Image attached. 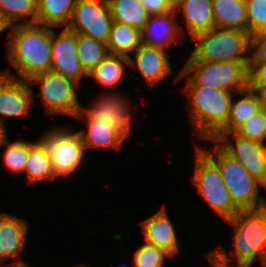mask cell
Here are the masks:
<instances>
[{
	"label": "cell",
	"instance_id": "cell-1",
	"mask_svg": "<svg viewBox=\"0 0 266 267\" xmlns=\"http://www.w3.org/2000/svg\"><path fill=\"white\" fill-rule=\"evenodd\" d=\"M52 26L17 24L10 26L7 60L18 75L9 69L0 73L23 80L51 70Z\"/></svg>",
	"mask_w": 266,
	"mask_h": 267
},
{
	"label": "cell",
	"instance_id": "cell-2",
	"mask_svg": "<svg viewBox=\"0 0 266 267\" xmlns=\"http://www.w3.org/2000/svg\"><path fill=\"white\" fill-rule=\"evenodd\" d=\"M226 221L234 227V251L230 256L236 261L232 264L222 245L211 253L228 267H252L257 259L266 266V208L240 210Z\"/></svg>",
	"mask_w": 266,
	"mask_h": 267
},
{
	"label": "cell",
	"instance_id": "cell-3",
	"mask_svg": "<svg viewBox=\"0 0 266 267\" xmlns=\"http://www.w3.org/2000/svg\"><path fill=\"white\" fill-rule=\"evenodd\" d=\"M182 92L188 97V119L199 139H212L228 121L231 102L238 92L184 86Z\"/></svg>",
	"mask_w": 266,
	"mask_h": 267
},
{
	"label": "cell",
	"instance_id": "cell-4",
	"mask_svg": "<svg viewBox=\"0 0 266 267\" xmlns=\"http://www.w3.org/2000/svg\"><path fill=\"white\" fill-rule=\"evenodd\" d=\"M249 62L186 61L175 81L187 77L185 86L240 92L248 88Z\"/></svg>",
	"mask_w": 266,
	"mask_h": 267
},
{
	"label": "cell",
	"instance_id": "cell-5",
	"mask_svg": "<svg viewBox=\"0 0 266 267\" xmlns=\"http://www.w3.org/2000/svg\"><path fill=\"white\" fill-rule=\"evenodd\" d=\"M214 148L207 151L200 148L219 168L233 203L240 210H254L265 207L266 199L260 198V186L263 185L255 179L245 167L230 154H228L216 141Z\"/></svg>",
	"mask_w": 266,
	"mask_h": 267
},
{
	"label": "cell",
	"instance_id": "cell-6",
	"mask_svg": "<svg viewBox=\"0 0 266 267\" xmlns=\"http://www.w3.org/2000/svg\"><path fill=\"white\" fill-rule=\"evenodd\" d=\"M191 40L196 43L187 61L249 62V32L213 27Z\"/></svg>",
	"mask_w": 266,
	"mask_h": 267
},
{
	"label": "cell",
	"instance_id": "cell-7",
	"mask_svg": "<svg viewBox=\"0 0 266 267\" xmlns=\"http://www.w3.org/2000/svg\"><path fill=\"white\" fill-rule=\"evenodd\" d=\"M192 183L208 205L224 220L231 219L240 209L233 203L218 166L196 146Z\"/></svg>",
	"mask_w": 266,
	"mask_h": 267
},
{
	"label": "cell",
	"instance_id": "cell-8",
	"mask_svg": "<svg viewBox=\"0 0 266 267\" xmlns=\"http://www.w3.org/2000/svg\"><path fill=\"white\" fill-rule=\"evenodd\" d=\"M28 82L30 86L39 84V95L46 114L76 117L81 110L77 94L79 84L61 73L48 70L31 77Z\"/></svg>",
	"mask_w": 266,
	"mask_h": 267
},
{
	"label": "cell",
	"instance_id": "cell-9",
	"mask_svg": "<svg viewBox=\"0 0 266 267\" xmlns=\"http://www.w3.org/2000/svg\"><path fill=\"white\" fill-rule=\"evenodd\" d=\"M41 138L48 146L56 178L72 177L85 161L86 149L80 134L72 128L58 126L46 131Z\"/></svg>",
	"mask_w": 266,
	"mask_h": 267
},
{
	"label": "cell",
	"instance_id": "cell-10",
	"mask_svg": "<svg viewBox=\"0 0 266 267\" xmlns=\"http://www.w3.org/2000/svg\"><path fill=\"white\" fill-rule=\"evenodd\" d=\"M112 22L107 0H77L67 28L107 43Z\"/></svg>",
	"mask_w": 266,
	"mask_h": 267
},
{
	"label": "cell",
	"instance_id": "cell-11",
	"mask_svg": "<svg viewBox=\"0 0 266 267\" xmlns=\"http://www.w3.org/2000/svg\"><path fill=\"white\" fill-rule=\"evenodd\" d=\"M212 140L237 159L266 188V145L243 138L235 132H218Z\"/></svg>",
	"mask_w": 266,
	"mask_h": 267
},
{
	"label": "cell",
	"instance_id": "cell-12",
	"mask_svg": "<svg viewBox=\"0 0 266 267\" xmlns=\"http://www.w3.org/2000/svg\"><path fill=\"white\" fill-rule=\"evenodd\" d=\"M103 91L101 96L96 97L91 107L81 106L75 118H92L109 124L120 130L127 138L130 136L132 128V109L126 96Z\"/></svg>",
	"mask_w": 266,
	"mask_h": 267
},
{
	"label": "cell",
	"instance_id": "cell-13",
	"mask_svg": "<svg viewBox=\"0 0 266 267\" xmlns=\"http://www.w3.org/2000/svg\"><path fill=\"white\" fill-rule=\"evenodd\" d=\"M35 93L28 80L12 78L0 73V133L7 132L5 117H19L30 113Z\"/></svg>",
	"mask_w": 266,
	"mask_h": 267
},
{
	"label": "cell",
	"instance_id": "cell-14",
	"mask_svg": "<svg viewBox=\"0 0 266 267\" xmlns=\"http://www.w3.org/2000/svg\"><path fill=\"white\" fill-rule=\"evenodd\" d=\"M59 34L52 29V63L51 70L81 83V78L88 77L77 54V33L62 27Z\"/></svg>",
	"mask_w": 266,
	"mask_h": 267
},
{
	"label": "cell",
	"instance_id": "cell-15",
	"mask_svg": "<svg viewBox=\"0 0 266 267\" xmlns=\"http://www.w3.org/2000/svg\"><path fill=\"white\" fill-rule=\"evenodd\" d=\"M133 54V57H128L129 66L138 69L150 88L164 80L165 77L174 74L167 51L164 48L142 43Z\"/></svg>",
	"mask_w": 266,
	"mask_h": 267
},
{
	"label": "cell",
	"instance_id": "cell-16",
	"mask_svg": "<svg viewBox=\"0 0 266 267\" xmlns=\"http://www.w3.org/2000/svg\"><path fill=\"white\" fill-rule=\"evenodd\" d=\"M28 222L18 216L9 213H0V261H8L15 258V261L7 265H24L18 255L25 250L27 243ZM4 266V264H0Z\"/></svg>",
	"mask_w": 266,
	"mask_h": 267
},
{
	"label": "cell",
	"instance_id": "cell-17",
	"mask_svg": "<svg viewBox=\"0 0 266 267\" xmlns=\"http://www.w3.org/2000/svg\"><path fill=\"white\" fill-rule=\"evenodd\" d=\"M177 19L175 10L163 15H149L148 21L141 31L142 43L165 49L173 43H178L182 37L185 40V31Z\"/></svg>",
	"mask_w": 266,
	"mask_h": 267
},
{
	"label": "cell",
	"instance_id": "cell-18",
	"mask_svg": "<svg viewBox=\"0 0 266 267\" xmlns=\"http://www.w3.org/2000/svg\"><path fill=\"white\" fill-rule=\"evenodd\" d=\"M144 241L163 249L171 257L179 252L177 233L164 207L141 221Z\"/></svg>",
	"mask_w": 266,
	"mask_h": 267
},
{
	"label": "cell",
	"instance_id": "cell-19",
	"mask_svg": "<svg viewBox=\"0 0 266 267\" xmlns=\"http://www.w3.org/2000/svg\"><path fill=\"white\" fill-rule=\"evenodd\" d=\"M174 10L184 16L190 40L215 27L212 0H175Z\"/></svg>",
	"mask_w": 266,
	"mask_h": 267
},
{
	"label": "cell",
	"instance_id": "cell-20",
	"mask_svg": "<svg viewBox=\"0 0 266 267\" xmlns=\"http://www.w3.org/2000/svg\"><path fill=\"white\" fill-rule=\"evenodd\" d=\"M84 119L86 123V130H77L80 134L85 149L94 147H105L120 149L127 137L116 127L104 122L92 118H77Z\"/></svg>",
	"mask_w": 266,
	"mask_h": 267
},
{
	"label": "cell",
	"instance_id": "cell-21",
	"mask_svg": "<svg viewBox=\"0 0 266 267\" xmlns=\"http://www.w3.org/2000/svg\"><path fill=\"white\" fill-rule=\"evenodd\" d=\"M26 162L24 173L27 175L29 184L57 180L48 146L41 137L36 142L29 141V153Z\"/></svg>",
	"mask_w": 266,
	"mask_h": 267
},
{
	"label": "cell",
	"instance_id": "cell-22",
	"mask_svg": "<svg viewBox=\"0 0 266 267\" xmlns=\"http://www.w3.org/2000/svg\"><path fill=\"white\" fill-rule=\"evenodd\" d=\"M215 27L248 32L245 0H212Z\"/></svg>",
	"mask_w": 266,
	"mask_h": 267
},
{
	"label": "cell",
	"instance_id": "cell-23",
	"mask_svg": "<svg viewBox=\"0 0 266 267\" xmlns=\"http://www.w3.org/2000/svg\"><path fill=\"white\" fill-rule=\"evenodd\" d=\"M242 96L232 99L227 124L219 132H235L244 122L262 109L260 93L249 87L238 92Z\"/></svg>",
	"mask_w": 266,
	"mask_h": 267
},
{
	"label": "cell",
	"instance_id": "cell-24",
	"mask_svg": "<svg viewBox=\"0 0 266 267\" xmlns=\"http://www.w3.org/2000/svg\"><path fill=\"white\" fill-rule=\"evenodd\" d=\"M142 44V32L127 24L112 22L110 34L107 40L109 53L120 54L129 57Z\"/></svg>",
	"mask_w": 266,
	"mask_h": 267
},
{
	"label": "cell",
	"instance_id": "cell-25",
	"mask_svg": "<svg viewBox=\"0 0 266 267\" xmlns=\"http://www.w3.org/2000/svg\"><path fill=\"white\" fill-rule=\"evenodd\" d=\"M113 21L142 31L149 14L140 0H107Z\"/></svg>",
	"mask_w": 266,
	"mask_h": 267
},
{
	"label": "cell",
	"instance_id": "cell-26",
	"mask_svg": "<svg viewBox=\"0 0 266 267\" xmlns=\"http://www.w3.org/2000/svg\"><path fill=\"white\" fill-rule=\"evenodd\" d=\"M77 0H37V23L67 27Z\"/></svg>",
	"mask_w": 266,
	"mask_h": 267
},
{
	"label": "cell",
	"instance_id": "cell-27",
	"mask_svg": "<svg viewBox=\"0 0 266 267\" xmlns=\"http://www.w3.org/2000/svg\"><path fill=\"white\" fill-rule=\"evenodd\" d=\"M129 66L127 56L108 53L97 67L88 75L103 88L116 86L123 78L125 65Z\"/></svg>",
	"mask_w": 266,
	"mask_h": 267
},
{
	"label": "cell",
	"instance_id": "cell-28",
	"mask_svg": "<svg viewBox=\"0 0 266 267\" xmlns=\"http://www.w3.org/2000/svg\"><path fill=\"white\" fill-rule=\"evenodd\" d=\"M37 11V0H0V14L10 26L37 23Z\"/></svg>",
	"mask_w": 266,
	"mask_h": 267
},
{
	"label": "cell",
	"instance_id": "cell-29",
	"mask_svg": "<svg viewBox=\"0 0 266 267\" xmlns=\"http://www.w3.org/2000/svg\"><path fill=\"white\" fill-rule=\"evenodd\" d=\"M6 146L3 152L4 167L13 174L24 173L26 168L29 140H15L10 142L7 132L0 133V147Z\"/></svg>",
	"mask_w": 266,
	"mask_h": 267
},
{
	"label": "cell",
	"instance_id": "cell-30",
	"mask_svg": "<svg viewBox=\"0 0 266 267\" xmlns=\"http://www.w3.org/2000/svg\"><path fill=\"white\" fill-rule=\"evenodd\" d=\"M109 53L106 43L77 34V54L84 71L89 75Z\"/></svg>",
	"mask_w": 266,
	"mask_h": 267
},
{
	"label": "cell",
	"instance_id": "cell-31",
	"mask_svg": "<svg viewBox=\"0 0 266 267\" xmlns=\"http://www.w3.org/2000/svg\"><path fill=\"white\" fill-rule=\"evenodd\" d=\"M167 257H171L163 249L143 242L134 252V267H163Z\"/></svg>",
	"mask_w": 266,
	"mask_h": 267
},
{
	"label": "cell",
	"instance_id": "cell-32",
	"mask_svg": "<svg viewBox=\"0 0 266 267\" xmlns=\"http://www.w3.org/2000/svg\"><path fill=\"white\" fill-rule=\"evenodd\" d=\"M235 133L243 138L266 145V111L262 108L244 122Z\"/></svg>",
	"mask_w": 266,
	"mask_h": 267
},
{
	"label": "cell",
	"instance_id": "cell-33",
	"mask_svg": "<svg viewBox=\"0 0 266 267\" xmlns=\"http://www.w3.org/2000/svg\"><path fill=\"white\" fill-rule=\"evenodd\" d=\"M250 35L266 30V0H245Z\"/></svg>",
	"mask_w": 266,
	"mask_h": 267
},
{
	"label": "cell",
	"instance_id": "cell-34",
	"mask_svg": "<svg viewBox=\"0 0 266 267\" xmlns=\"http://www.w3.org/2000/svg\"><path fill=\"white\" fill-rule=\"evenodd\" d=\"M249 63H266V30L250 35Z\"/></svg>",
	"mask_w": 266,
	"mask_h": 267
},
{
	"label": "cell",
	"instance_id": "cell-35",
	"mask_svg": "<svg viewBox=\"0 0 266 267\" xmlns=\"http://www.w3.org/2000/svg\"><path fill=\"white\" fill-rule=\"evenodd\" d=\"M248 87L258 93L266 89V63H249Z\"/></svg>",
	"mask_w": 266,
	"mask_h": 267
},
{
	"label": "cell",
	"instance_id": "cell-36",
	"mask_svg": "<svg viewBox=\"0 0 266 267\" xmlns=\"http://www.w3.org/2000/svg\"><path fill=\"white\" fill-rule=\"evenodd\" d=\"M149 15H163L174 10L175 0H140Z\"/></svg>",
	"mask_w": 266,
	"mask_h": 267
},
{
	"label": "cell",
	"instance_id": "cell-37",
	"mask_svg": "<svg viewBox=\"0 0 266 267\" xmlns=\"http://www.w3.org/2000/svg\"><path fill=\"white\" fill-rule=\"evenodd\" d=\"M207 259L209 261V263H211V265L213 267H228L225 263H223L221 260H219L214 254L207 253L206 254Z\"/></svg>",
	"mask_w": 266,
	"mask_h": 267
},
{
	"label": "cell",
	"instance_id": "cell-38",
	"mask_svg": "<svg viewBox=\"0 0 266 267\" xmlns=\"http://www.w3.org/2000/svg\"><path fill=\"white\" fill-rule=\"evenodd\" d=\"M8 28H10V25L6 22V20L0 14V33H2L4 30Z\"/></svg>",
	"mask_w": 266,
	"mask_h": 267
},
{
	"label": "cell",
	"instance_id": "cell-39",
	"mask_svg": "<svg viewBox=\"0 0 266 267\" xmlns=\"http://www.w3.org/2000/svg\"><path fill=\"white\" fill-rule=\"evenodd\" d=\"M260 96L262 99V108L266 111V89L260 92Z\"/></svg>",
	"mask_w": 266,
	"mask_h": 267
},
{
	"label": "cell",
	"instance_id": "cell-40",
	"mask_svg": "<svg viewBox=\"0 0 266 267\" xmlns=\"http://www.w3.org/2000/svg\"><path fill=\"white\" fill-rule=\"evenodd\" d=\"M0 267H31L28 264H24V265H4V266H0Z\"/></svg>",
	"mask_w": 266,
	"mask_h": 267
},
{
	"label": "cell",
	"instance_id": "cell-41",
	"mask_svg": "<svg viewBox=\"0 0 266 267\" xmlns=\"http://www.w3.org/2000/svg\"><path fill=\"white\" fill-rule=\"evenodd\" d=\"M76 267H89V266H87V265L86 266L85 265H80V266H76Z\"/></svg>",
	"mask_w": 266,
	"mask_h": 267
}]
</instances>
